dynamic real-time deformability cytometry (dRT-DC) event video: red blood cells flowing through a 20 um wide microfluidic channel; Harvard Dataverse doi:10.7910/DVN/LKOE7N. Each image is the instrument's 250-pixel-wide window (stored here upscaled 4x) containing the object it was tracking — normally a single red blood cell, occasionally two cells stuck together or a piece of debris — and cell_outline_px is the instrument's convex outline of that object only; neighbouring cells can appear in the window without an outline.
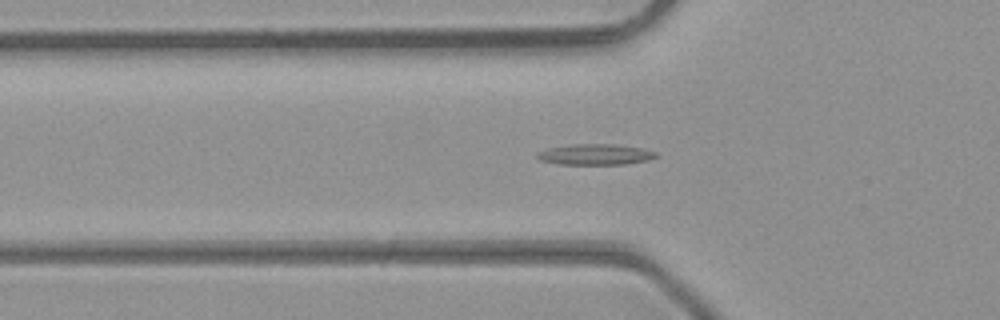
{"species": "common noctule bat (a hibernating species)", "species_latin": "Nyctalus noctula", "temperature_condition": "room temperature", "stored_images_in_passage": 48, "camera_frame_rate_fps": 3000, "um_per_image_px": 0.085, "animal": {"sex": "male", "body_mass_g": 23.1, "forearm_length_mm": 52.7}, "frame": {"image": 1, "passage_image": 16, "time_ms": 5.0, "image_size_px": [1000, 320], "cell_outline_px": [[660, 156], [648, 160], [624, 164], [560, 164], [540, 160], [536, 156], [536, 152], [548, 148], [572, 144], [612, 144], [644, 148], [656, 152]], "centroid_in_image_um": [50.62, 13.12], "position_along_channel_um": 75.2, "area_um2": 14.45}}
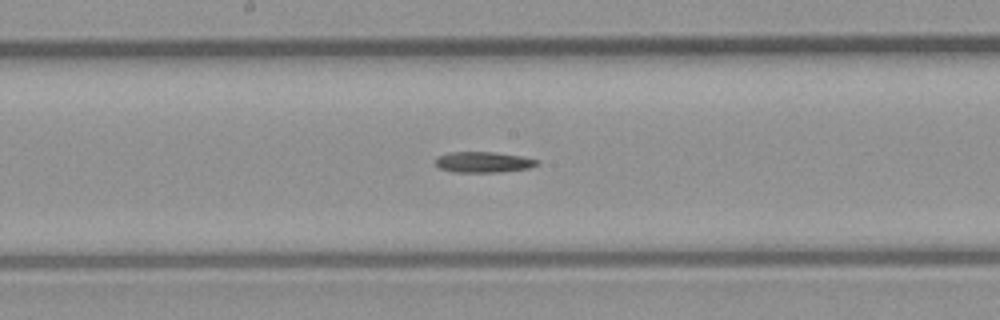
{"frame": {"image": 2, "passage_image": 25, "time_ms": 8.0, "image_size_px": [1000, 320], "cell_outline_px": [[540, 164], [528, 168], [500, 172], [452, 172], [440, 168], [436, 164], [436, 160], [440, 156], [452, 152], [496, 152], [520, 156], [540, 160]], "centroid_in_image_um": [41.13, 13.78], "position_along_channel_um": 207.1, "area_um2": 12.2}}
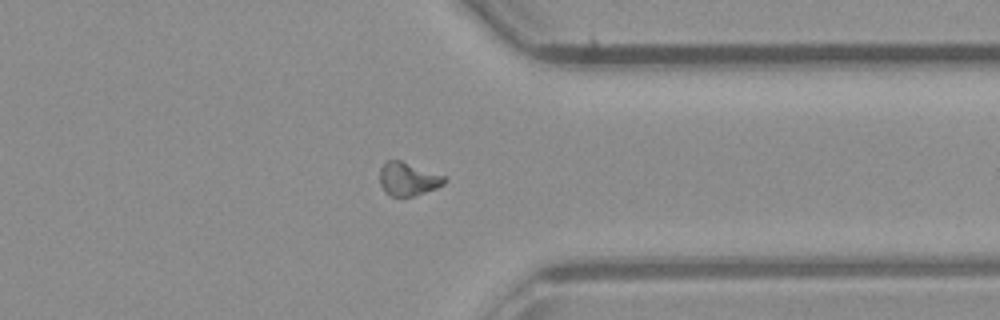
{"frame": {"image": 3, "passage_image": 37, "time_ms": 12.0, "image_size_px": [1000, 320], "cell_outline_px": [[448, 180], [444, 184], [436, 188], [416, 196], [392, 196], [384, 192], [380, 184], [380, 168], [384, 160], [400, 160], [444, 176]], "centroid_in_image_um": [34.66, 15.22], "position_along_channel_um": 376.7, "area_um2": 12.6}, "authors_computed_cell_mechanics": {"area_um2": 12.7738, "velocity_mm_per_s": 4.3437, "shape_relaxation_time_tau1_ms": 4.7661, "shape_relaxation_time_tau2_ms": 11.3476, "deformation_change_tau1": 0.1612, "deformation_change_tau2": 0.1844}}